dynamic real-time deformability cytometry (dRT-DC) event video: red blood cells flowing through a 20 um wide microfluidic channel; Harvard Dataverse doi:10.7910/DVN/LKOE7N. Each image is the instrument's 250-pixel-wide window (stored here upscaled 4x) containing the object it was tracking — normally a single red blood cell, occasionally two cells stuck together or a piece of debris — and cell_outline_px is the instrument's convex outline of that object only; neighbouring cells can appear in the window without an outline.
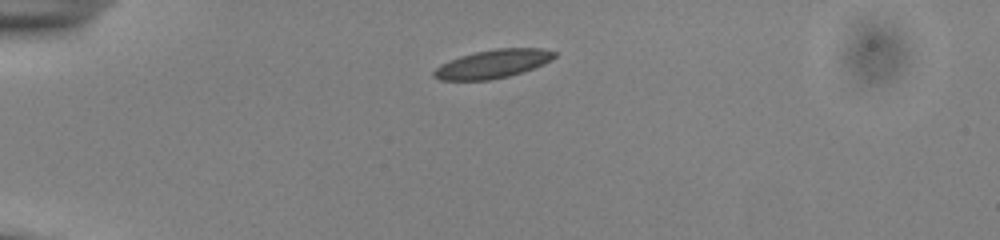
{"species": "common noctule bat (a hibernating species)", "species_latin": "Nyctalus noctula", "temperature_condition": "cold", "stored_images_in_passage": 41, "camera_frame_rate_fps": 3000, "um_per_image_px": 0.085, "animal": {"sex": "male", "body_mass_g": 13.0, "forearm_length_mm": 53.1}, "frame": {"image": 1, "passage_image": 1, "time_ms": 0.0, "image_size_px": [1000, 240], "cell_outline_px": [[556, 56], [552, 60], [532, 68], [508, 76], [488, 80], [440, 80], [432, 76], [432, 72], [440, 64], [448, 60], [460, 56], [476, 52], [496, 48], [540, 48], [556, 52]], "centroid_in_image_um": [41.85, 5.43], "position_along_channel_um": 43.2, "area_um2": 19.88}}
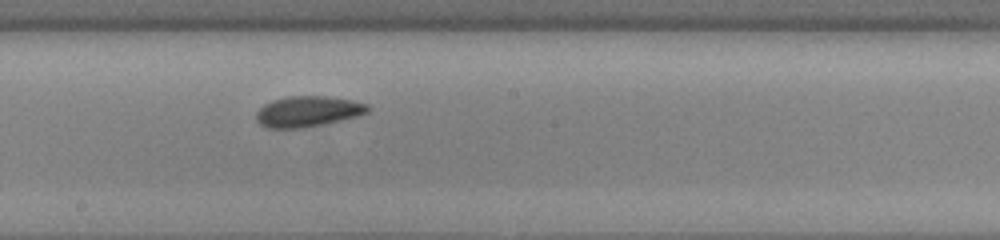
{"frame": {"image": 2, "passage_image": 18, "time_ms": 5.667, "image_size_px": [1000, 240], "cell_outline_px": [[372, 108], [368, 112], [356, 116], [324, 124], [300, 128], [264, 128], [256, 120], [256, 112], [264, 104], [272, 100], [288, 96], [324, 96], [352, 100], [368, 104]], "centroid_in_image_um": [26.15, 9.47], "position_along_channel_um": 222.0, "area_um2": 20.0}}
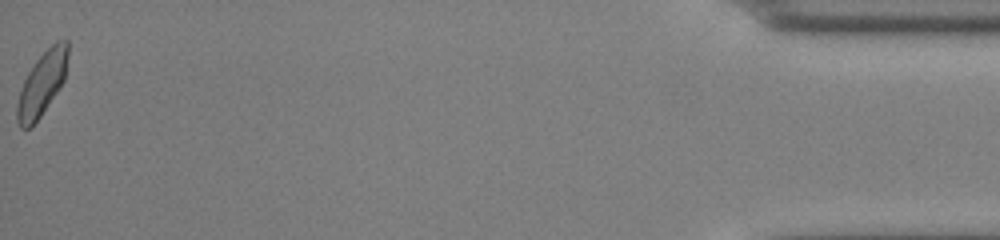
{"frame": {"image": 3, "passage_image": 41, "time_ms": 13.333, "image_size_px": [1000, 240], "cell_outline_px": [[68, 56], [64, 80], [32, 128], [20, 128], [16, 120], [16, 104], [24, 80], [28, 72], [36, 60], [56, 40], [68, 40]], "centroid_in_image_um": [3.55, 7.12], "position_along_channel_um": 431.6, "area_um2": 18.67}, "authors_computed_cell_mechanics": {"area_um2": 19.652, "velocity_mm_per_s": 3.8677, "shape_relaxation_time_tau1_ms": 3.4387, "shape_relaxation_time_tau2_ms": 3.8587, "deformation_change_tau1": 0.0898, "deformation_change_tau2": 0.0947}}